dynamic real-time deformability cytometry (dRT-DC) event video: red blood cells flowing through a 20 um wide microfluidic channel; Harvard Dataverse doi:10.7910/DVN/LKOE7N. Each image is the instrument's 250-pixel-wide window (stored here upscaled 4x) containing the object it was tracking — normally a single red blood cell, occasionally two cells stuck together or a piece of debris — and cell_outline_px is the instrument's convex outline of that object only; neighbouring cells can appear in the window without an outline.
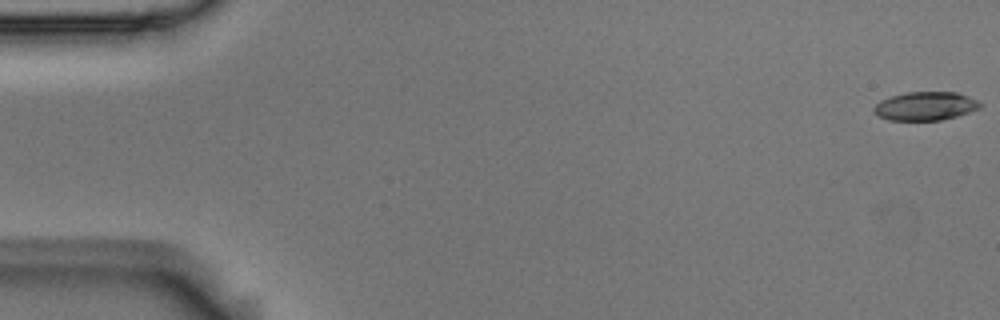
{"species": "Egyptian fruit bat (a non-hibernating species)", "species_latin": "Rousettus aegyptiacus", "temperature_condition": "room temperature", "stored_images_in_passage": 6, "camera_frame_rate_fps": 3000, "um_per_image_px": 0.085, "animal": {"sex": "male"}, "frame": {"image": 1, "passage_image": 1, "time_ms": 0.0, "image_size_px": [1000, 320], "cell_outline_px": [[984, 104], [980, 108], [956, 116], [940, 120], [888, 120], [880, 116], [872, 108], [880, 100], [892, 96], [908, 92], [956, 92], [968, 96]], "centroid_in_image_um": [78.68, 9.01], "position_along_channel_um": 6.3, "area_um2": 17.51}}
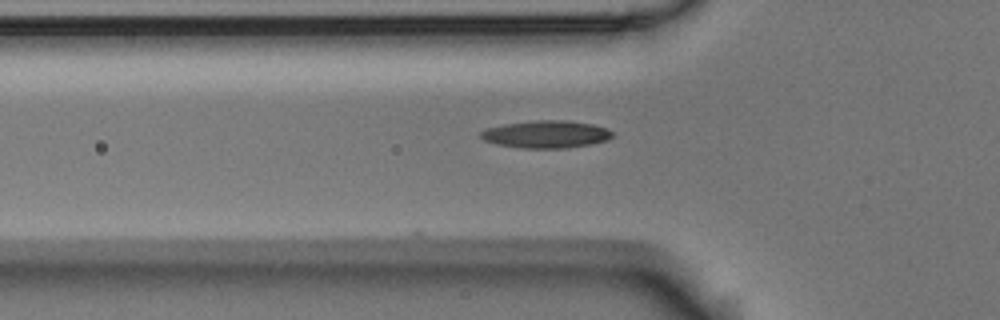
{"frame": {"image": 2, "passage_image": 6, "time_ms": 1.667, "image_size_px": [1000, 320], "cell_outline_px": [[612, 136], [608, 140], [588, 144], [564, 148], [520, 148], [496, 144], [484, 140], [480, 136], [480, 132], [488, 128], [504, 124], [536, 120], [564, 120], [592, 124], [604, 128], [612, 132]], "centroid_in_image_um": [46.38, 11.41], "position_along_channel_um": 79.4, "area_um2": 20.81}}